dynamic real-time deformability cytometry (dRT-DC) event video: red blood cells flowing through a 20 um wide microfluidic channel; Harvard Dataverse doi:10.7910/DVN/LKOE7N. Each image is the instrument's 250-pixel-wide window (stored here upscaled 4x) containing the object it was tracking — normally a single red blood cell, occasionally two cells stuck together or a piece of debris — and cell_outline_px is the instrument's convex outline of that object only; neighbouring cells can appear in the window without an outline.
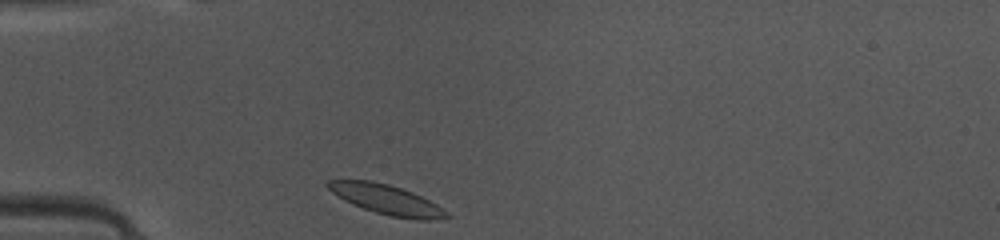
{"species": "common noctule bat (a hibernating species)", "species_latin": "Nyctalus noctula", "temperature_condition": "warm", "stored_images_in_passage": 36, "camera_frame_rate_fps": 3000, "um_per_image_px": 0.085, "animal": {"sex": "female", "body_mass_g": 10.0, "forearm_length_mm": 53.1}, "frame": {"image": 1, "passage_image": 1, "time_ms": 0.0, "image_size_px": [1000, 240], "cell_outline_px": [[452, 216], [428, 220], [416, 220], [388, 216], [352, 204], [344, 200], [332, 192], [324, 184], [328, 180], [372, 180], [388, 184], [412, 192], [436, 204], [448, 212]], "centroid_in_image_um": [32.84, 16.96], "position_along_channel_um": 52.2, "area_um2": 20.46}}
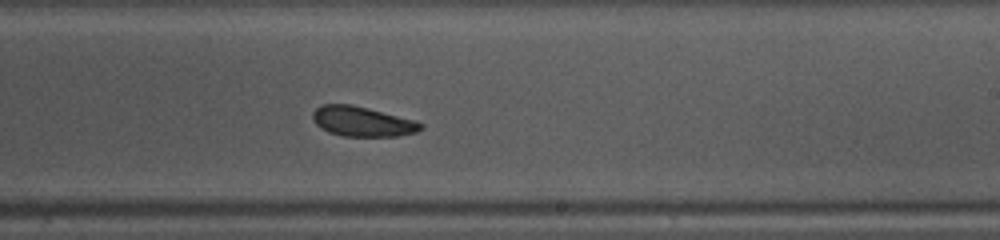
{"frame": {"image": 2, "passage_image": 17, "time_ms": 5.333, "image_size_px": [1000, 240], "cell_outline_px": [[424, 128], [416, 132], [400, 136], [344, 136], [328, 132], [320, 128], [312, 120], [312, 112], [320, 104], [352, 104], [416, 120], [424, 124]], "centroid_in_image_um": [30.8, 10.32], "position_along_channel_um": 258.2, "area_um2": 19.07}}
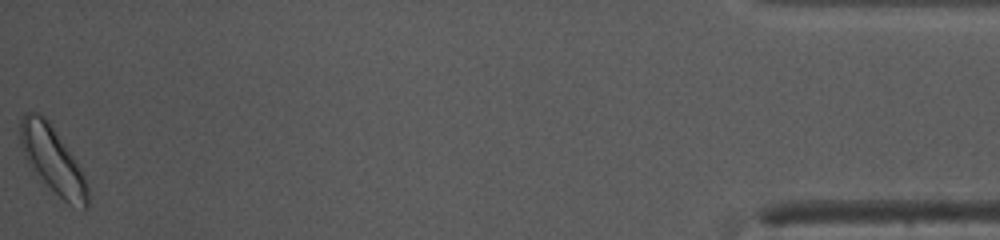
{"frame": {"image": 3, "passage_image": 36, "time_ms": 11.667, "image_size_px": [1000, 240], "cell_outline_px": [[88, 208], [84, 208], [68, 204], [28, 164], [24, 156], [20, 144], [20, 120], [24, 112], [36, 112], [44, 116], [48, 120], [80, 168], [84, 176], [88, 188]], "centroid_in_image_um": [4.45, 13.55], "position_along_channel_um": 430.8, "area_um2": 25.37}, "authors_computed_cell_mechanics": {"area_um2": 19.6809, "velocity_mm_per_s": 4.0939, "shape_relaxation_time_tau1_ms": 1.6074, "shape_relaxation_time_tau2_ms": 3.8894, "deformation_change_tau1": 0.0792, "deformation_change_tau2": 0.0801}}